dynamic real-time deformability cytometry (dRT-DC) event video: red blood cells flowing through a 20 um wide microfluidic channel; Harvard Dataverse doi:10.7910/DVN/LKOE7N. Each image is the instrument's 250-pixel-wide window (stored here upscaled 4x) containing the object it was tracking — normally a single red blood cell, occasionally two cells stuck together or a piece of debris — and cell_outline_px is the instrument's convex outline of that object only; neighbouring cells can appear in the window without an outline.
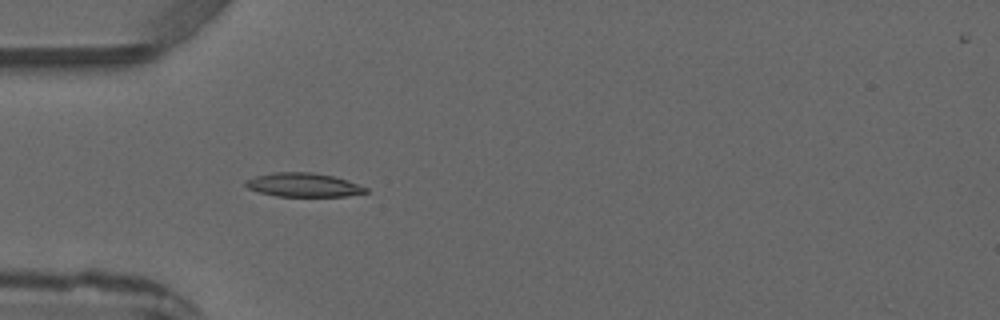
{"species": "common noctule bat (a hibernating species)", "species_latin": "Nyctalus noctula", "temperature_condition": "warm", "stored_images_in_passage": 3, "camera_frame_rate_fps": 3000, "um_per_image_px": 0.085, "animal": {"sex": "male", "forearm_length_mm": 52.5}, "frame": {"image": 1, "passage_image": 3, "time_ms": 3.333, "image_size_px": [1000, 320], "cell_outline_px": [[368, 192], [344, 196], [276, 196], [260, 192], [248, 188], [244, 184], [244, 180], [256, 176], [276, 172], [312, 172], [332, 176], [348, 180], [368, 188]], "centroid_in_image_um": [25.78, 15.71], "position_along_channel_um": 59.2, "area_um2": 16.59}}